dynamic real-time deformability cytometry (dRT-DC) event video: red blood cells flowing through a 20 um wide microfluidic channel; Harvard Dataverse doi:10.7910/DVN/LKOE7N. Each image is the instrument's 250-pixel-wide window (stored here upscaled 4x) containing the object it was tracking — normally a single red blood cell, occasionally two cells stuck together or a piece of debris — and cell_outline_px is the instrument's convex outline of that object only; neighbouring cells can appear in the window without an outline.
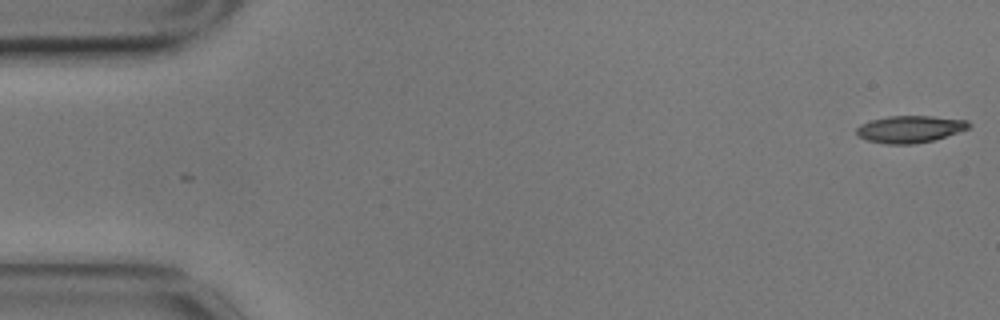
{"species": "common noctule bat (a hibernating species)", "species_latin": "Nyctalus noctula", "temperature_condition": "cold", "stored_images_in_passage": 2, "camera_frame_rate_fps": 3000, "um_per_image_px": 0.085, "animal": {"sex": "male", "body_mass_g": 17.9}, "frame": {"image": 1, "passage_image": 1, "time_ms": 0.0, "image_size_px": [1000, 320], "cell_outline_px": [[972, 124], [968, 128], [932, 140], [916, 144], [884, 144], [868, 140], [856, 136], [856, 128], [860, 124], [872, 120], [888, 116], [932, 116], [968, 120]], "centroid_in_image_um": [77.3, 10.97], "position_along_channel_um": 7.7, "area_um2": 17.63}}